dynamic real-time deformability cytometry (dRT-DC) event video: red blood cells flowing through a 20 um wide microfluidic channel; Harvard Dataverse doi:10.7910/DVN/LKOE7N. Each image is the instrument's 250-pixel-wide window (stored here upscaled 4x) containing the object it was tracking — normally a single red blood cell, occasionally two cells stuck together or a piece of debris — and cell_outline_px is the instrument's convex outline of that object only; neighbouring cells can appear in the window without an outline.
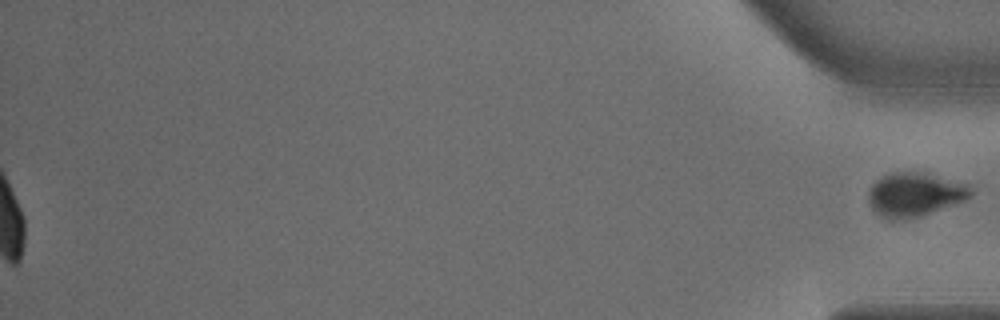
{"species": "common noctule bat (a hibernating species)", "species_latin": "Nyctalus noctula", "temperature_condition": "warm", "stored_images_in_passage": 53, "segment_of_instrument_passage": [2, 2], "camera_frame_rate_fps": 3000, "um_per_image_px": 0.085, "animal": {"sex": "male", "body_mass_g": 18.8}, "frame": {"image": 1, "passage_image": 53, "time_ms": 17.333, "image_size_px": [1000, 320], "cell_outline_px": [[972, 196], [964, 200], [924, 216], [908, 220], [892, 220], [876, 212], [872, 208], [868, 200], [868, 192], [872, 184], [876, 180], [892, 172], [920, 172], [968, 184], [972, 188]], "centroid_in_image_um": [77.75, 16.55], "position_along_channel_um": 357.4, "area_um2": 26.18}}